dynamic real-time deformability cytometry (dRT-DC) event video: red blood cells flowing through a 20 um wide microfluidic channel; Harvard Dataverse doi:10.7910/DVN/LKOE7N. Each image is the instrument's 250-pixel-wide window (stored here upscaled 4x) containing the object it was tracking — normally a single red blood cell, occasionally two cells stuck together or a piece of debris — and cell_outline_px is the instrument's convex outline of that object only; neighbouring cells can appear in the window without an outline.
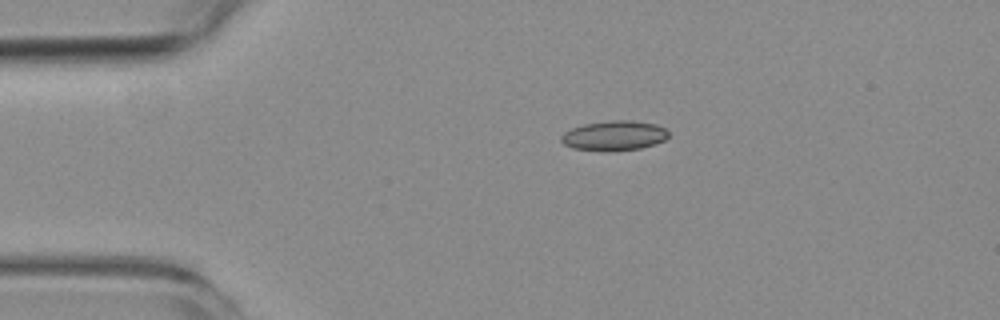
{"species": "common noctule bat (a hibernating species)", "species_latin": "Nyctalus noctula", "temperature_condition": "room temperature", "stored_images_in_passage": 2, "camera_frame_rate_fps": 3000, "um_per_image_px": 0.085, "animal": {"sex": "female", "body_mass_g": 19.3, "forearm_length_mm": 54.1}, "frame": {"image": 1, "passage_image": 1, "time_ms": 0.0, "image_size_px": [1000, 320], "cell_outline_px": [[668, 136], [664, 140], [656, 144], [640, 148], [616, 152], [604, 152], [572, 148], [564, 144], [560, 140], [560, 136], [564, 132], [572, 128], [584, 124], [612, 120], [632, 120], [656, 124], [664, 128], [668, 132]], "centroid_in_image_um": [52.19, 11.55], "position_along_channel_um": 32.8, "area_um2": 18.96}}